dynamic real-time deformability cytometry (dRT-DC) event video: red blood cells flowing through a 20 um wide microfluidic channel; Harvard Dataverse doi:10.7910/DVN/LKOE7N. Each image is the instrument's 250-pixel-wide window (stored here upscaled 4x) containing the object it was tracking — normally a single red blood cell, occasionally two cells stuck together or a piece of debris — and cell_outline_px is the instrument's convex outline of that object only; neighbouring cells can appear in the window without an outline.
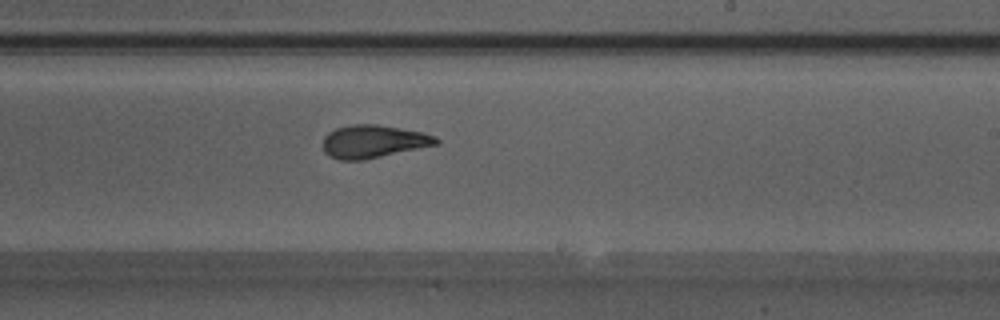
{"species": "Egyptian fruit bat (a non-hibernating species)", "species_latin": "Rousettus aegyptiacus", "temperature_condition": "warm", "stored_images_in_passage": 42, "camera_frame_rate_fps": 3000, "um_per_image_px": 0.085, "animal": {"sex": "male"}, "frame": {"image": 1, "passage_image": 21, "time_ms": 6.667, "image_size_px": [1000, 320], "cell_outline_px": [[440, 144], [364, 160], [340, 160], [324, 152], [324, 136], [328, 132], [336, 128], [352, 124], [376, 124], [424, 132], [436, 136], [440, 140]], "centroid_in_image_um": [31.78, 12.02], "position_along_channel_um": 257.2, "area_um2": 21.79}}
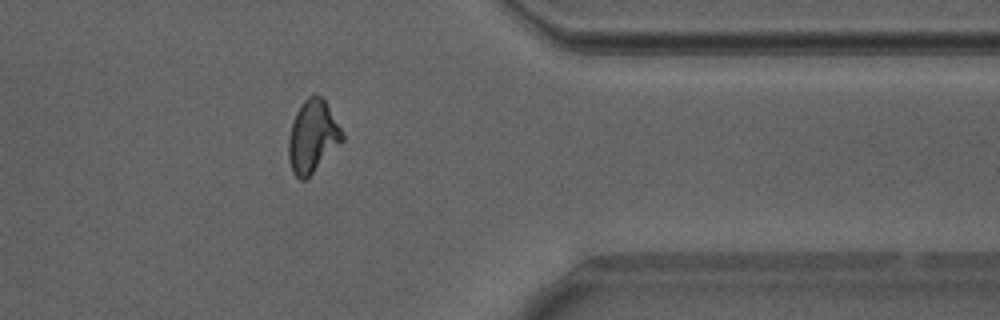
{"frame": {"image": 2, "passage_image": 32, "time_ms": 10.333, "image_size_px": [1000, 320], "cell_outline_px": [[344, 140], [304, 180], [300, 180], [292, 172], [288, 156], [288, 140], [292, 124], [296, 112], [300, 104], [308, 96], [320, 96], [324, 100], [340, 128], [344, 136]], "centroid_in_image_um": [26.54, 11.61], "position_along_channel_um": 384.9, "area_um2": 22.08}}
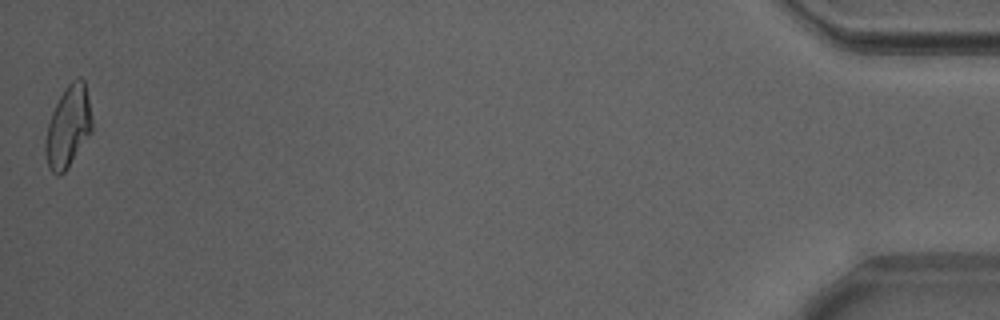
{"frame": {"image": 3, "passage_image": 42, "time_ms": 13.667, "image_size_px": [1000, 320], "cell_outline_px": [[92, 132], [64, 172], [60, 176], [56, 176], [48, 168], [44, 148], [44, 140], [48, 124], [52, 112], [64, 88], [76, 76], [80, 76], [84, 80], [88, 96], [92, 116]], "centroid_in_image_um": [5.79, 10.76], "position_along_channel_um": 429.4, "area_um2": 22.31}, "authors_computed_cell_mechanics": {"area_um2": 22.1085, "velocity_mm_per_s": 3.8824, "shape_relaxation_time_tau1_ms": 10.2493, "shape_relaxation_time_tau2_ms": 1.6046, "deformation_change_tau1": 0.2731, "deformation_change_tau2": 0.0759}}